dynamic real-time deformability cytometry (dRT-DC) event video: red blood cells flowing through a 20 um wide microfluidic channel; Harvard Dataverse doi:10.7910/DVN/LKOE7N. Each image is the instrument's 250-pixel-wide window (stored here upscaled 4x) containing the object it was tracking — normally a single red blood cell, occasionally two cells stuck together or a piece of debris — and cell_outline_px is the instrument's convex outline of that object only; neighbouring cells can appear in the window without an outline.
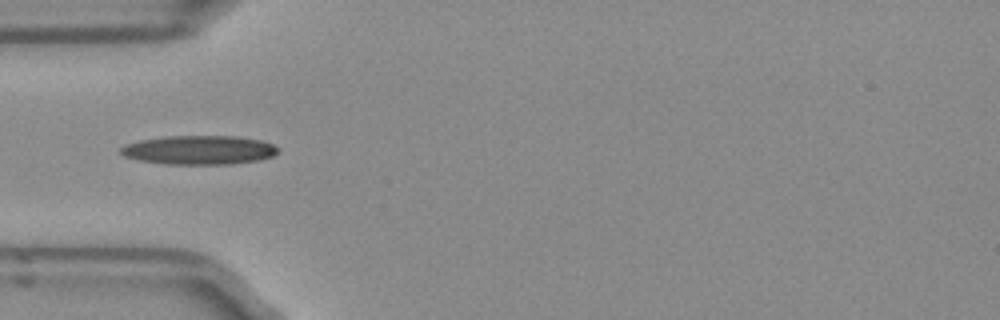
{"species": "Egyptian fruit bat (a non-hibernating species)", "species_latin": "Rousettus aegyptiacus", "temperature_condition": "room temperature", "stored_images_in_passage": 36, "camera_frame_rate_fps": 3000, "um_per_image_px": 0.085, "frame": {"image": 1, "passage_image": 1, "time_ms": 0.0, "image_size_px": [1000, 320], "cell_outline_px": [[280, 148], [272, 156], [260, 160], [228, 164], [168, 164], [140, 160], [124, 156], [120, 152], [120, 148], [128, 144], [140, 140], [168, 136], [232, 136], [260, 140], [272, 144]], "centroid_in_image_um": [16.94, 12.75], "position_along_channel_um": 68.1, "area_um2": 26.3}}
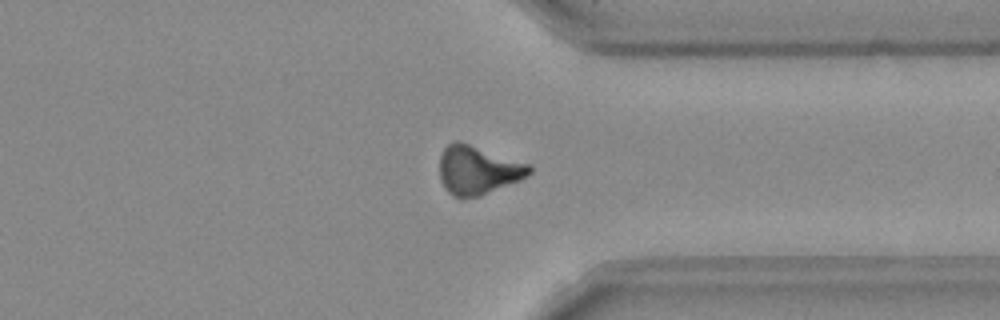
{"frame": {"image": 2, "passage_image": 24, "time_ms": 7.667, "image_size_px": [1000, 320], "cell_outline_px": [[532, 172], [528, 176], [520, 180], [480, 196], [452, 196], [444, 188], [440, 180], [440, 156], [444, 148], [452, 140], [460, 140], [532, 164]], "centroid_in_image_um": [40.64, 14.42], "position_along_channel_um": 370.8, "area_um2": 25.84}}
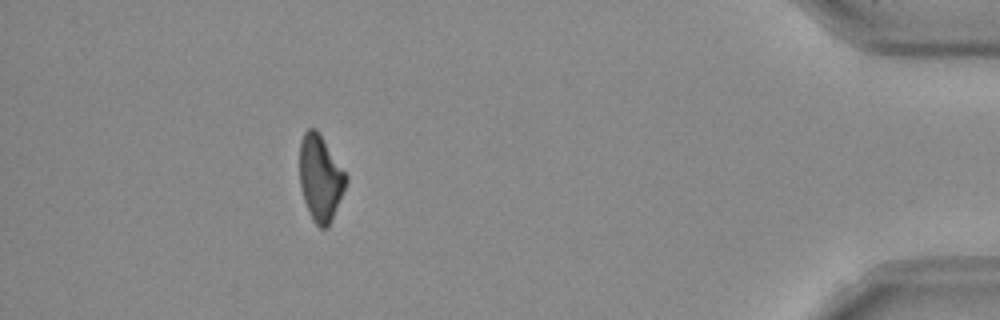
{"frame": {"image": 3, "passage_image": 31, "time_ms": 10.0, "image_size_px": [1000, 320], "cell_outline_px": [[348, 180], [328, 228], [320, 228], [312, 220], [304, 200], [300, 184], [300, 140], [304, 132], [308, 128], [316, 128], [348, 176]], "centroid_in_image_um": [27.23, 15.12], "position_along_channel_um": 408.0, "area_um2": 23.06}}